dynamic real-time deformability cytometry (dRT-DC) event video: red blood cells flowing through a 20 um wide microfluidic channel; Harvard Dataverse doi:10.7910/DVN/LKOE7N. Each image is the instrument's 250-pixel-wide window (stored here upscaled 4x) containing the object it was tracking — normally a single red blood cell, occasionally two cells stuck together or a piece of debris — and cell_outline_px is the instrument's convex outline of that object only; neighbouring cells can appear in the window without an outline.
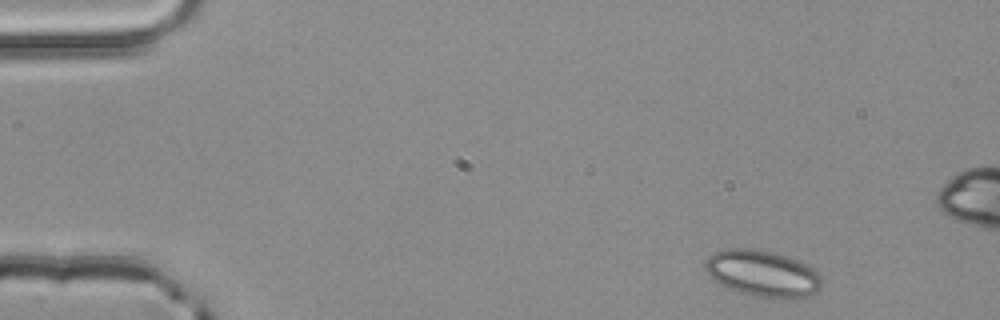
{"species": "common noctule bat (a hibernating species)", "species_latin": "Nyctalus noctula", "temperature_condition": "room temperature", "stored_images_in_passage": 4, "camera_frame_rate_fps": 3000, "um_per_image_px": 0.085, "animal": {"sex": "male", "body_mass_g": 20.4}, "frame": {"image": 1, "passage_image": 1, "time_ms": 0.0, "image_size_px": [1000, 320], "cell_outline_px": [[820, 292], [796, 300], [776, 300], [752, 296], [740, 292], [720, 284], [712, 280], [704, 268], [704, 260], [712, 252], [724, 248], [748, 248], [772, 252], [796, 260], [812, 268], [820, 276]], "centroid_in_image_um": [64.79, 23.28], "position_along_channel_um": 20.2, "area_um2": 32.14}}